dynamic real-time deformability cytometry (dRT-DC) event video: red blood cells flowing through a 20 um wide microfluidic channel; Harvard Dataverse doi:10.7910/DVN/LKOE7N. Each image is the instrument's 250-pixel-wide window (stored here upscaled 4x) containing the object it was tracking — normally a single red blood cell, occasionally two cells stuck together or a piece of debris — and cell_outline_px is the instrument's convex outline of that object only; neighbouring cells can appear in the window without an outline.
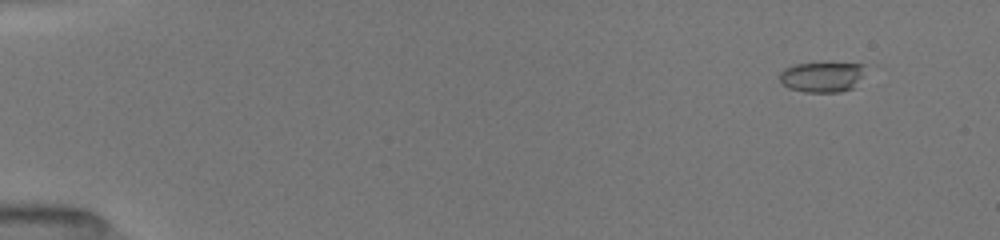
{"species": "common noctule bat (a hibernating species)", "species_latin": "Nyctalus noctula", "temperature_condition": "room temperature", "stored_images_in_passage": 52, "camera_frame_rate_fps": 3000, "um_per_image_px": 0.085, "animal": {"sex": "female", "body_mass_g": 19.5, "forearm_length_mm": 54.1}, "frame": {"image": 1, "passage_image": 5, "time_ms": 1.333, "image_size_px": [1000, 240], "cell_outline_px": [[864, 64], [860, 76], [852, 88], [840, 92], [804, 92], [788, 88], [780, 84], [780, 72], [784, 68], [792, 64]], "centroid_in_image_um": [69.76, 6.56], "position_along_channel_um": 15.2, "area_um2": 14.74}}
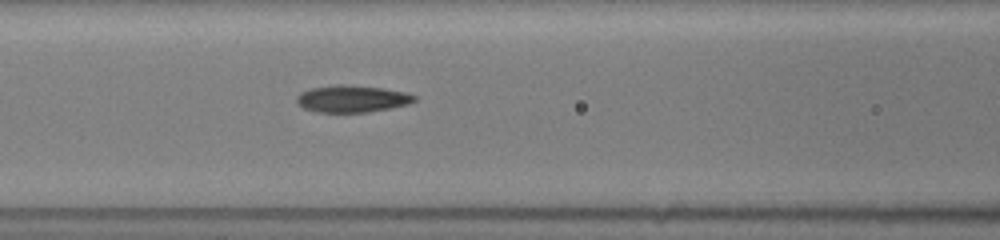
{"frame": {"image": 2, "passage_image": 24, "time_ms": 7.667, "image_size_px": [1000, 240], "cell_outline_px": [[416, 100], [408, 104], [368, 112], [316, 112], [304, 108], [296, 104], [296, 96], [300, 92], [312, 88], [336, 84], [344, 84], [384, 88], [404, 92], [416, 96]], "centroid_in_image_um": [29.88, 8.39], "position_along_channel_um": 136.7, "area_um2": 18.55}}
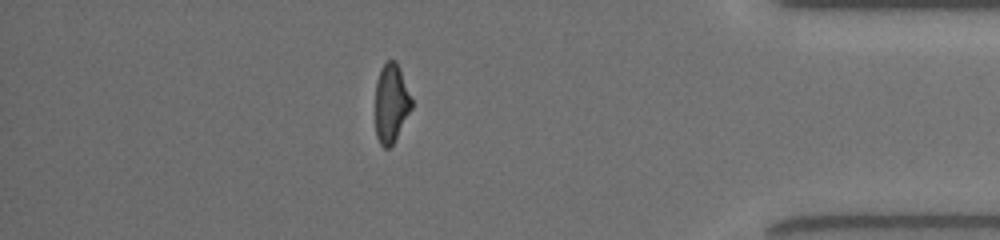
{"frame": {"image": 3, "passage_image": 46, "time_ms": 15.0, "image_size_px": [1000, 240], "cell_outline_px": [[412, 108], [392, 144], [388, 148], [384, 148], [380, 144], [376, 136], [376, 80], [380, 68], [388, 60], [396, 60], [412, 100]], "centroid_in_image_um": [33.23, 8.76], "position_along_channel_um": 402.0, "area_um2": 16.42}, "authors_computed_cell_mechanics": {"area_um2": 17.7446, "velocity_mm_per_s": 4.0488, "shape_relaxation_time_tau1_ms": 6.1566, "shape_relaxation_time_tau2_ms": 2.2353, "deformation_change_tau1": 0.215, "deformation_change_tau2": 0.1017}}